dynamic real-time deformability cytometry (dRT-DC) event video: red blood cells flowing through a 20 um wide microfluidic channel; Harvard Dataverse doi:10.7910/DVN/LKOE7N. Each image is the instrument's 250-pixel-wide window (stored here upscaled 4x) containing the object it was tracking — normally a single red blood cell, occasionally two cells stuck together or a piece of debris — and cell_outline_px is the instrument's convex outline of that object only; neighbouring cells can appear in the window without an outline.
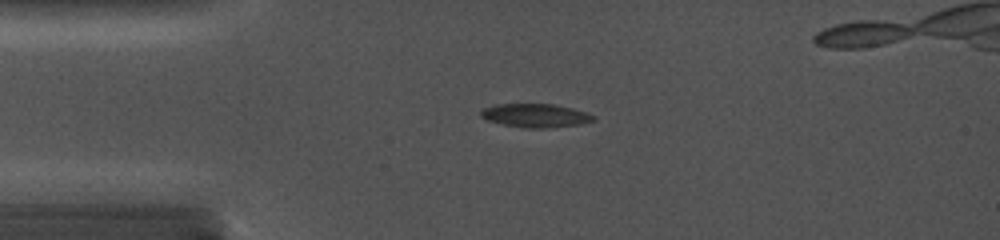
{"species": "common noctule bat (a hibernating species)", "species_latin": "Nyctalus noctula", "temperature_condition": "cold", "stored_images_in_passage": 30, "camera_frame_rate_fps": 5000, "um_per_image_px": 0.085, "animal": {"sex": "female", "body_mass_g": 19.0, "forearm_length_mm": 56.7}, "frame": {"image": 1, "passage_image": 7, "time_ms": 3.0, "image_size_px": [1000, 240], "cell_outline_px": [[596, 120], [580, 124], [548, 128], [524, 128], [504, 124], [488, 120], [480, 116], [480, 112], [484, 108], [496, 104], [552, 104], [572, 108], [596, 116]], "centroid_in_image_um": [45.53, 9.82], "position_along_channel_um": 39.5, "area_um2": 15.37}}
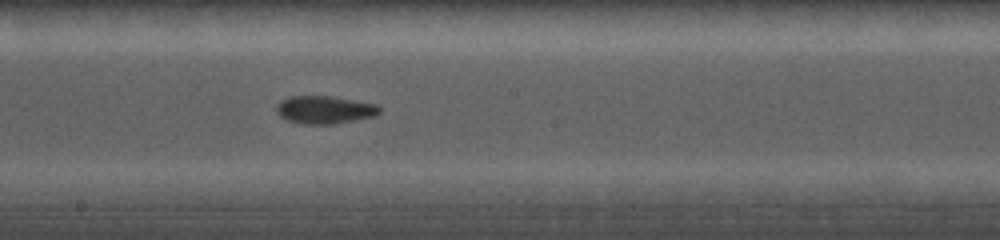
{"frame": {"image": 2, "passage_image": 19, "time_ms": 8.2, "image_size_px": [1000, 240], "cell_outline_px": [[380, 112], [376, 116], [332, 124], [304, 124], [288, 120], [280, 116], [276, 112], [276, 104], [280, 100], [288, 96], [332, 96], [376, 104], [380, 108]], "centroid_in_image_um": [27.57, 9.32], "position_along_channel_um": 220.6, "area_um2": 16.76}}
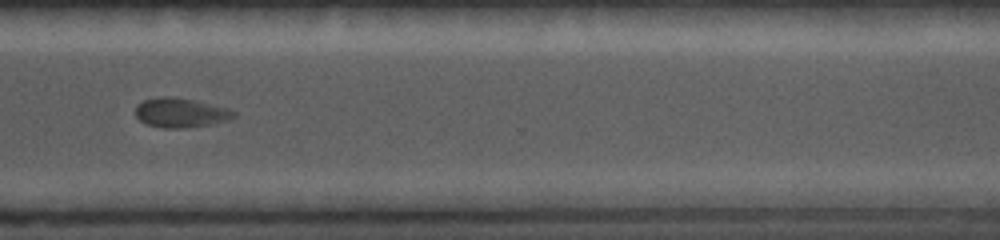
{"frame": {"image": 3, "passage_image": 26, "time_ms": 11.6, "image_size_px": [1000, 240], "cell_outline_px": [[236, 116], [228, 120], [188, 128], [164, 128], [144, 124], [136, 116], [136, 104], [144, 100], [156, 96], [168, 96], [196, 100], [228, 108], [236, 112]], "centroid_in_image_um": [15.33, 9.57], "position_along_channel_um": 355.3, "area_um2": 17.05}}